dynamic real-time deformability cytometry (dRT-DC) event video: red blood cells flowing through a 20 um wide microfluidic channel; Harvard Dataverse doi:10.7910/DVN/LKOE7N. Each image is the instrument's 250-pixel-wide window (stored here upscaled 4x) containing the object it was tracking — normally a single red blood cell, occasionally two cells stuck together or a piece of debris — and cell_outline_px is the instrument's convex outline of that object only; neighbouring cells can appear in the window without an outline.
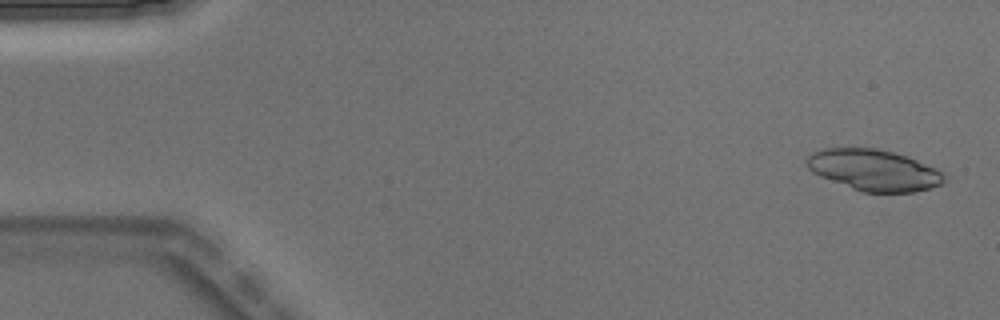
{"species": "Egyptian fruit bat (a non-hibernating species)", "species_latin": "Rousettus aegyptiacus", "temperature_condition": "warm", "stored_images_in_passage": 3, "camera_frame_rate_fps": 3000, "um_per_image_px": 0.085, "animal": {"sex": "male"}, "frame": {"image": 1, "passage_image": 1, "time_ms": 0.0, "image_size_px": [1000, 320], "cell_outline_px": [[948, 180], [944, 184], [932, 188], [912, 192], [860, 192], [820, 176], [812, 172], [808, 168], [804, 160], [812, 152], [824, 148], [876, 148], [908, 156], [936, 168], [944, 172]], "centroid_in_image_um": [74.31, 14.46], "position_along_channel_um": 10.7, "area_um2": 33.41}}